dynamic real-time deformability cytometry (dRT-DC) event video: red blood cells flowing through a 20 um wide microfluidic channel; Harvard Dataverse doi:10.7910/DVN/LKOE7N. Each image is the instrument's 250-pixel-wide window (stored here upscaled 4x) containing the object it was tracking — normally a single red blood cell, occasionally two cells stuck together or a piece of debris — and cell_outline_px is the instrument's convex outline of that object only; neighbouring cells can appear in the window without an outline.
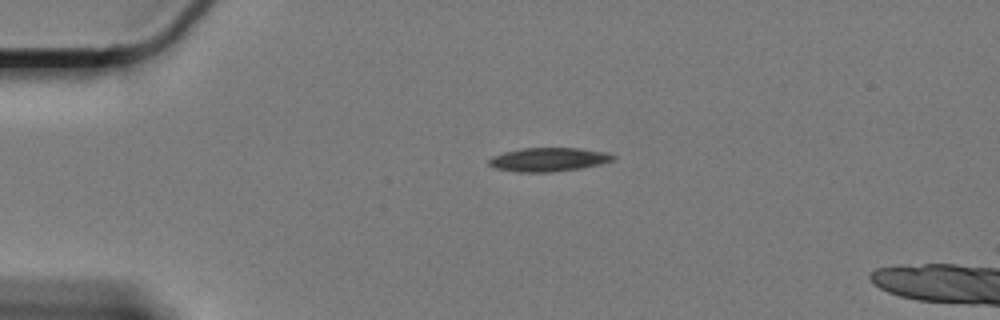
{"species": "Egyptian fruit bat (a non-hibernating species)", "species_latin": "Rousettus aegyptiacus", "temperature_condition": "cold", "stored_images_in_passage": 6, "camera_frame_rate_fps": 3000, "um_per_image_px": 0.085, "animal": {"sex": "female"}, "frame": {"image": 1, "passage_image": 1, "time_ms": 0.0, "image_size_px": [1000, 320], "cell_outline_px": [[616, 156], [612, 160], [600, 164], [580, 168], [552, 172], [516, 172], [496, 168], [488, 164], [488, 160], [492, 156], [504, 152], [524, 148], [580, 148], [604, 152]], "centroid_in_image_um": [46.59, 13.56], "position_along_channel_um": 38.4, "area_um2": 17.05}}